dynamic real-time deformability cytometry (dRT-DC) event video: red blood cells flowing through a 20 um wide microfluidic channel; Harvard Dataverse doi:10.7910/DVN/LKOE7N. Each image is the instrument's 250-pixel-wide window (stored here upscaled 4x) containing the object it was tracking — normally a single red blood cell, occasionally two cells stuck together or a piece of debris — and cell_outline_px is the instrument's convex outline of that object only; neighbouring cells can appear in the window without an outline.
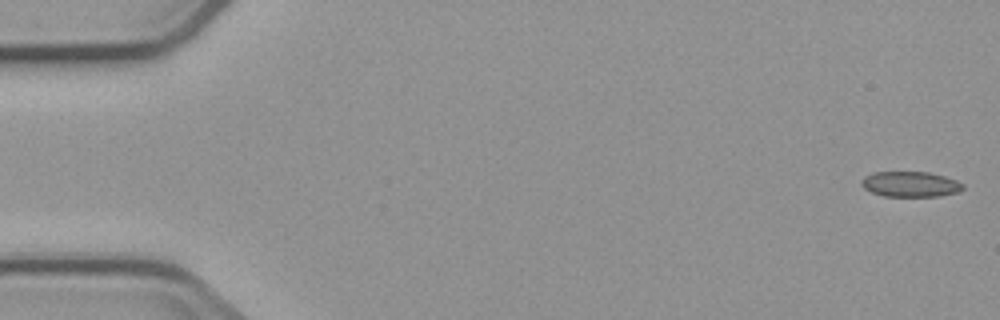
{"species": "common noctule bat (a hibernating species)", "species_latin": "Nyctalus noctula", "temperature_condition": "cold", "stored_images_in_passage": 6, "camera_frame_rate_fps": 3000, "um_per_image_px": 0.085, "animal": {"sex": "male", "body_mass_g": 23.1, "forearm_length_mm": 52.7}, "frame": {"image": 1, "passage_image": 1, "time_ms": 0.0, "image_size_px": [1000, 320], "cell_outline_px": [[964, 188], [960, 192], [940, 196], [884, 196], [872, 192], [864, 188], [860, 184], [860, 180], [864, 176], [872, 172], [928, 172], [944, 176], [956, 180], [964, 184]], "centroid_in_image_um": [77.38, 15.65], "position_along_channel_um": 7.6, "area_um2": 15.14}}
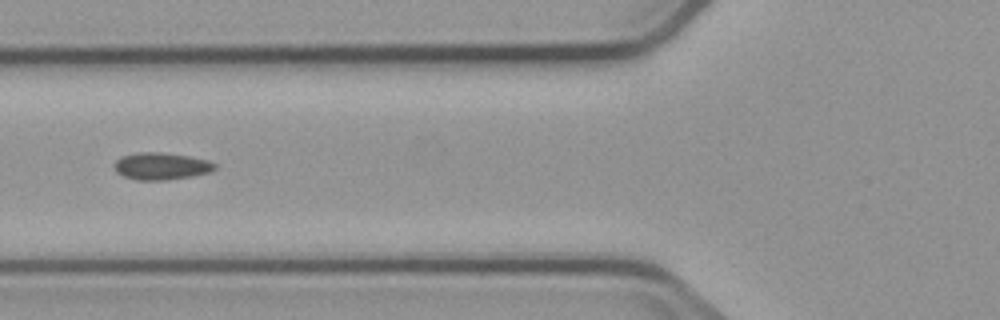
{"frame": {"image": 2, "passage_image": 6, "time_ms": 6.667, "image_size_px": [1000, 320], "cell_outline_px": [[216, 168], [212, 172], [192, 176], [168, 180], [136, 180], [124, 176], [116, 172], [112, 168], [112, 164], [120, 156], [140, 152], [160, 152], [192, 156], [208, 160], [216, 164]], "centroid_in_image_um": [13.69, 14.12], "position_along_channel_um": 112.1, "area_um2": 16.24}}